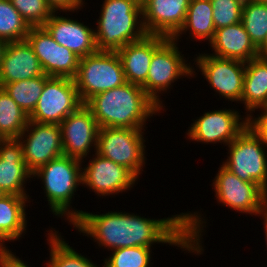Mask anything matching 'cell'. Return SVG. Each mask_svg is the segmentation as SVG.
<instances>
[{
    "label": "cell",
    "instance_id": "1",
    "mask_svg": "<svg viewBox=\"0 0 267 267\" xmlns=\"http://www.w3.org/2000/svg\"><path fill=\"white\" fill-rule=\"evenodd\" d=\"M202 216L201 212L188 211L167 218L150 219L123 211L102 214L83 211L71 226L80 235L91 237L99 248L108 251L133 246L153 247L162 243L200 256L204 251L201 243L207 223Z\"/></svg>",
    "mask_w": 267,
    "mask_h": 267
},
{
    "label": "cell",
    "instance_id": "2",
    "mask_svg": "<svg viewBox=\"0 0 267 267\" xmlns=\"http://www.w3.org/2000/svg\"><path fill=\"white\" fill-rule=\"evenodd\" d=\"M85 105L99 128L144 129L146 122L162 110L140 85L128 82L93 96Z\"/></svg>",
    "mask_w": 267,
    "mask_h": 267
},
{
    "label": "cell",
    "instance_id": "3",
    "mask_svg": "<svg viewBox=\"0 0 267 267\" xmlns=\"http://www.w3.org/2000/svg\"><path fill=\"white\" fill-rule=\"evenodd\" d=\"M85 162L62 155L32 173V178L42 180L41 188L52 214L61 219L62 216L66 217L69 225L83 213L82 210L72 208L71 202L77 188L82 186V164Z\"/></svg>",
    "mask_w": 267,
    "mask_h": 267
},
{
    "label": "cell",
    "instance_id": "4",
    "mask_svg": "<svg viewBox=\"0 0 267 267\" xmlns=\"http://www.w3.org/2000/svg\"><path fill=\"white\" fill-rule=\"evenodd\" d=\"M101 6L94 30L98 51H117L147 34L142 5L135 0H104Z\"/></svg>",
    "mask_w": 267,
    "mask_h": 267
},
{
    "label": "cell",
    "instance_id": "5",
    "mask_svg": "<svg viewBox=\"0 0 267 267\" xmlns=\"http://www.w3.org/2000/svg\"><path fill=\"white\" fill-rule=\"evenodd\" d=\"M184 57L179 50L178 43L168 38L152 56L146 81L141 85L146 94L162 109L165 105L161 99L162 93L169 92L173 83L180 78H193L197 73L194 65ZM164 105V106H163Z\"/></svg>",
    "mask_w": 267,
    "mask_h": 267
},
{
    "label": "cell",
    "instance_id": "6",
    "mask_svg": "<svg viewBox=\"0 0 267 267\" xmlns=\"http://www.w3.org/2000/svg\"><path fill=\"white\" fill-rule=\"evenodd\" d=\"M74 81L83 104L93 96L127 82L116 51H97L80 58Z\"/></svg>",
    "mask_w": 267,
    "mask_h": 267
},
{
    "label": "cell",
    "instance_id": "7",
    "mask_svg": "<svg viewBox=\"0 0 267 267\" xmlns=\"http://www.w3.org/2000/svg\"><path fill=\"white\" fill-rule=\"evenodd\" d=\"M227 147L222 165L242 181L256 183L267 192V151L261 138L248 125Z\"/></svg>",
    "mask_w": 267,
    "mask_h": 267
},
{
    "label": "cell",
    "instance_id": "8",
    "mask_svg": "<svg viewBox=\"0 0 267 267\" xmlns=\"http://www.w3.org/2000/svg\"><path fill=\"white\" fill-rule=\"evenodd\" d=\"M146 129L99 128L96 153L129 169L138 179L146 164Z\"/></svg>",
    "mask_w": 267,
    "mask_h": 267
},
{
    "label": "cell",
    "instance_id": "9",
    "mask_svg": "<svg viewBox=\"0 0 267 267\" xmlns=\"http://www.w3.org/2000/svg\"><path fill=\"white\" fill-rule=\"evenodd\" d=\"M218 169L212 188L219 204L258 217L267 210V192L261 186L242 181L223 165Z\"/></svg>",
    "mask_w": 267,
    "mask_h": 267
},
{
    "label": "cell",
    "instance_id": "10",
    "mask_svg": "<svg viewBox=\"0 0 267 267\" xmlns=\"http://www.w3.org/2000/svg\"><path fill=\"white\" fill-rule=\"evenodd\" d=\"M82 104L74 79L49 77L29 121L59 125Z\"/></svg>",
    "mask_w": 267,
    "mask_h": 267
},
{
    "label": "cell",
    "instance_id": "11",
    "mask_svg": "<svg viewBox=\"0 0 267 267\" xmlns=\"http://www.w3.org/2000/svg\"><path fill=\"white\" fill-rule=\"evenodd\" d=\"M195 56L197 57L195 58ZM195 56L193 64L210 84V88L228 102H238L239 104L242 98L246 63L234 59L219 58L204 52Z\"/></svg>",
    "mask_w": 267,
    "mask_h": 267
},
{
    "label": "cell",
    "instance_id": "12",
    "mask_svg": "<svg viewBox=\"0 0 267 267\" xmlns=\"http://www.w3.org/2000/svg\"><path fill=\"white\" fill-rule=\"evenodd\" d=\"M186 132L188 140L205 144H219L227 146L247 126L248 117L232 108L207 111L193 120Z\"/></svg>",
    "mask_w": 267,
    "mask_h": 267
},
{
    "label": "cell",
    "instance_id": "13",
    "mask_svg": "<svg viewBox=\"0 0 267 267\" xmlns=\"http://www.w3.org/2000/svg\"><path fill=\"white\" fill-rule=\"evenodd\" d=\"M19 140L23 147V160L31 173L64 155L61 128L58 124L29 121Z\"/></svg>",
    "mask_w": 267,
    "mask_h": 267
},
{
    "label": "cell",
    "instance_id": "14",
    "mask_svg": "<svg viewBox=\"0 0 267 267\" xmlns=\"http://www.w3.org/2000/svg\"><path fill=\"white\" fill-rule=\"evenodd\" d=\"M82 164V186L91 189L97 196L118 195L131 190L139 180L129 169L95 153Z\"/></svg>",
    "mask_w": 267,
    "mask_h": 267
},
{
    "label": "cell",
    "instance_id": "15",
    "mask_svg": "<svg viewBox=\"0 0 267 267\" xmlns=\"http://www.w3.org/2000/svg\"><path fill=\"white\" fill-rule=\"evenodd\" d=\"M26 40L32 46L45 75L75 78L80 57L58 44L43 26L30 27Z\"/></svg>",
    "mask_w": 267,
    "mask_h": 267
},
{
    "label": "cell",
    "instance_id": "16",
    "mask_svg": "<svg viewBox=\"0 0 267 267\" xmlns=\"http://www.w3.org/2000/svg\"><path fill=\"white\" fill-rule=\"evenodd\" d=\"M59 125L64 155L83 162L84 158L87 160L91 150L96 153L99 126L85 104L69 114Z\"/></svg>",
    "mask_w": 267,
    "mask_h": 267
},
{
    "label": "cell",
    "instance_id": "17",
    "mask_svg": "<svg viewBox=\"0 0 267 267\" xmlns=\"http://www.w3.org/2000/svg\"><path fill=\"white\" fill-rule=\"evenodd\" d=\"M191 0H146L142 4L147 34L173 38L183 27Z\"/></svg>",
    "mask_w": 267,
    "mask_h": 267
},
{
    "label": "cell",
    "instance_id": "18",
    "mask_svg": "<svg viewBox=\"0 0 267 267\" xmlns=\"http://www.w3.org/2000/svg\"><path fill=\"white\" fill-rule=\"evenodd\" d=\"M60 14L54 11L43 25L52 38L80 58L96 53L98 50L94 29L87 24L84 25V22Z\"/></svg>",
    "mask_w": 267,
    "mask_h": 267
},
{
    "label": "cell",
    "instance_id": "19",
    "mask_svg": "<svg viewBox=\"0 0 267 267\" xmlns=\"http://www.w3.org/2000/svg\"><path fill=\"white\" fill-rule=\"evenodd\" d=\"M32 178L23 160V147L19 138L0 139V188L6 194L26 196V182ZM25 184V185H24Z\"/></svg>",
    "mask_w": 267,
    "mask_h": 267
},
{
    "label": "cell",
    "instance_id": "20",
    "mask_svg": "<svg viewBox=\"0 0 267 267\" xmlns=\"http://www.w3.org/2000/svg\"><path fill=\"white\" fill-rule=\"evenodd\" d=\"M45 74L27 40L7 42L0 66V87Z\"/></svg>",
    "mask_w": 267,
    "mask_h": 267
},
{
    "label": "cell",
    "instance_id": "21",
    "mask_svg": "<svg viewBox=\"0 0 267 267\" xmlns=\"http://www.w3.org/2000/svg\"><path fill=\"white\" fill-rule=\"evenodd\" d=\"M167 39L168 37L161 35L146 34L142 39L131 42L116 51L128 83L141 86L146 81L153 53Z\"/></svg>",
    "mask_w": 267,
    "mask_h": 267
},
{
    "label": "cell",
    "instance_id": "22",
    "mask_svg": "<svg viewBox=\"0 0 267 267\" xmlns=\"http://www.w3.org/2000/svg\"><path fill=\"white\" fill-rule=\"evenodd\" d=\"M213 56L248 62L259 57L258 48L251 41L243 24L236 23L215 30V35L209 43Z\"/></svg>",
    "mask_w": 267,
    "mask_h": 267
},
{
    "label": "cell",
    "instance_id": "23",
    "mask_svg": "<svg viewBox=\"0 0 267 267\" xmlns=\"http://www.w3.org/2000/svg\"><path fill=\"white\" fill-rule=\"evenodd\" d=\"M241 103L247 117L267 108V59L259 56L246 62Z\"/></svg>",
    "mask_w": 267,
    "mask_h": 267
},
{
    "label": "cell",
    "instance_id": "24",
    "mask_svg": "<svg viewBox=\"0 0 267 267\" xmlns=\"http://www.w3.org/2000/svg\"><path fill=\"white\" fill-rule=\"evenodd\" d=\"M29 202L28 197L13 194H6L0 199V249L8 248L6 242L20 240L26 234V203Z\"/></svg>",
    "mask_w": 267,
    "mask_h": 267
},
{
    "label": "cell",
    "instance_id": "25",
    "mask_svg": "<svg viewBox=\"0 0 267 267\" xmlns=\"http://www.w3.org/2000/svg\"><path fill=\"white\" fill-rule=\"evenodd\" d=\"M213 8L210 0H191L185 23L179 32L173 37L179 42L181 35L189 32L188 37L196 41L208 40L210 43L215 35V25L213 22ZM186 32V33H185Z\"/></svg>",
    "mask_w": 267,
    "mask_h": 267
},
{
    "label": "cell",
    "instance_id": "26",
    "mask_svg": "<svg viewBox=\"0 0 267 267\" xmlns=\"http://www.w3.org/2000/svg\"><path fill=\"white\" fill-rule=\"evenodd\" d=\"M46 232H48L46 237L50 250V260L46 262V267H99L97 263H93L87 256L78 253L77 250L75 251L73 247L68 245L69 243L62 238L63 236L55 228L46 230Z\"/></svg>",
    "mask_w": 267,
    "mask_h": 267
},
{
    "label": "cell",
    "instance_id": "27",
    "mask_svg": "<svg viewBox=\"0 0 267 267\" xmlns=\"http://www.w3.org/2000/svg\"><path fill=\"white\" fill-rule=\"evenodd\" d=\"M48 75L10 82L2 88L16 102V104L29 116L42 94Z\"/></svg>",
    "mask_w": 267,
    "mask_h": 267
},
{
    "label": "cell",
    "instance_id": "28",
    "mask_svg": "<svg viewBox=\"0 0 267 267\" xmlns=\"http://www.w3.org/2000/svg\"><path fill=\"white\" fill-rule=\"evenodd\" d=\"M29 116L0 87V138H19Z\"/></svg>",
    "mask_w": 267,
    "mask_h": 267
},
{
    "label": "cell",
    "instance_id": "29",
    "mask_svg": "<svg viewBox=\"0 0 267 267\" xmlns=\"http://www.w3.org/2000/svg\"><path fill=\"white\" fill-rule=\"evenodd\" d=\"M241 23L251 41L259 48L267 38V3L245 0Z\"/></svg>",
    "mask_w": 267,
    "mask_h": 267
},
{
    "label": "cell",
    "instance_id": "30",
    "mask_svg": "<svg viewBox=\"0 0 267 267\" xmlns=\"http://www.w3.org/2000/svg\"><path fill=\"white\" fill-rule=\"evenodd\" d=\"M30 26L10 0H0V38L6 42L26 40Z\"/></svg>",
    "mask_w": 267,
    "mask_h": 267
},
{
    "label": "cell",
    "instance_id": "31",
    "mask_svg": "<svg viewBox=\"0 0 267 267\" xmlns=\"http://www.w3.org/2000/svg\"><path fill=\"white\" fill-rule=\"evenodd\" d=\"M151 247L133 246L118 248L104 258V267H151Z\"/></svg>",
    "mask_w": 267,
    "mask_h": 267
},
{
    "label": "cell",
    "instance_id": "32",
    "mask_svg": "<svg viewBox=\"0 0 267 267\" xmlns=\"http://www.w3.org/2000/svg\"><path fill=\"white\" fill-rule=\"evenodd\" d=\"M30 27L43 26L54 12L46 0H10Z\"/></svg>",
    "mask_w": 267,
    "mask_h": 267
},
{
    "label": "cell",
    "instance_id": "33",
    "mask_svg": "<svg viewBox=\"0 0 267 267\" xmlns=\"http://www.w3.org/2000/svg\"><path fill=\"white\" fill-rule=\"evenodd\" d=\"M215 30L240 23L245 0H210Z\"/></svg>",
    "mask_w": 267,
    "mask_h": 267
},
{
    "label": "cell",
    "instance_id": "34",
    "mask_svg": "<svg viewBox=\"0 0 267 267\" xmlns=\"http://www.w3.org/2000/svg\"><path fill=\"white\" fill-rule=\"evenodd\" d=\"M260 115L248 117V125L261 138L263 145L267 148V108L261 110Z\"/></svg>",
    "mask_w": 267,
    "mask_h": 267
},
{
    "label": "cell",
    "instance_id": "35",
    "mask_svg": "<svg viewBox=\"0 0 267 267\" xmlns=\"http://www.w3.org/2000/svg\"><path fill=\"white\" fill-rule=\"evenodd\" d=\"M47 4L53 11H59L67 14V12H78L85 6V0H46Z\"/></svg>",
    "mask_w": 267,
    "mask_h": 267
},
{
    "label": "cell",
    "instance_id": "36",
    "mask_svg": "<svg viewBox=\"0 0 267 267\" xmlns=\"http://www.w3.org/2000/svg\"><path fill=\"white\" fill-rule=\"evenodd\" d=\"M8 248L0 249V267H31Z\"/></svg>",
    "mask_w": 267,
    "mask_h": 267
},
{
    "label": "cell",
    "instance_id": "37",
    "mask_svg": "<svg viewBox=\"0 0 267 267\" xmlns=\"http://www.w3.org/2000/svg\"><path fill=\"white\" fill-rule=\"evenodd\" d=\"M262 220L264 221L263 222V228H264V232H265V241H266V245H267V210L264 211L262 214L259 215ZM267 247V246H266Z\"/></svg>",
    "mask_w": 267,
    "mask_h": 267
},
{
    "label": "cell",
    "instance_id": "38",
    "mask_svg": "<svg viewBox=\"0 0 267 267\" xmlns=\"http://www.w3.org/2000/svg\"><path fill=\"white\" fill-rule=\"evenodd\" d=\"M261 57L267 59V38L265 42L258 48Z\"/></svg>",
    "mask_w": 267,
    "mask_h": 267
},
{
    "label": "cell",
    "instance_id": "39",
    "mask_svg": "<svg viewBox=\"0 0 267 267\" xmlns=\"http://www.w3.org/2000/svg\"><path fill=\"white\" fill-rule=\"evenodd\" d=\"M7 42L0 38V66H1V60L3 56V52L5 50Z\"/></svg>",
    "mask_w": 267,
    "mask_h": 267
},
{
    "label": "cell",
    "instance_id": "40",
    "mask_svg": "<svg viewBox=\"0 0 267 267\" xmlns=\"http://www.w3.org/2000/svg\"><path fill=\"white\" fill-rule=\"evenodd\" d=\"M4 195H6V193L0 188V199H1Z\"/></svg>",
    "mask_w": 267,
    "mask_h": 267
},
{
    "label": "cell",
    "instance_id": "41",
    "mask_svg": "<svg viewBox=\"0 0 267 267\" xmlns=\"http://www.w3.org/2000/svg\"><path fill=\"white\" fill-rule=\"evenodd\" d=\"M138 4L142 5L146 0H135Z\"/></svg>",
    "mask_w": 267,
    "mask_h": 267
},
{
    "label": "cell",
    "instance_id": "42",
    "mask_svg": "<svg viewBox=\"0 0 267 267\" xmlns=\"http://www.w3.org/2000/svg\"><path fill=\"white\" fill-rule=\"evenodd\" d=\"M255 1L267 3V0H255Z\"/></svg>",
    "mask_w": 267,
    "mask_h": 267
}]
</instances>
